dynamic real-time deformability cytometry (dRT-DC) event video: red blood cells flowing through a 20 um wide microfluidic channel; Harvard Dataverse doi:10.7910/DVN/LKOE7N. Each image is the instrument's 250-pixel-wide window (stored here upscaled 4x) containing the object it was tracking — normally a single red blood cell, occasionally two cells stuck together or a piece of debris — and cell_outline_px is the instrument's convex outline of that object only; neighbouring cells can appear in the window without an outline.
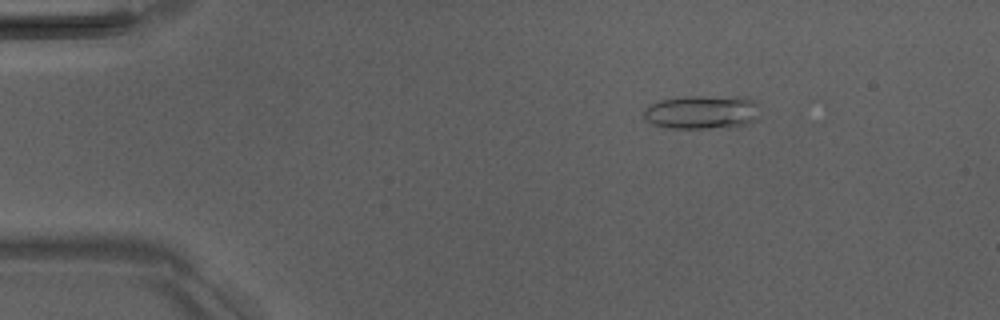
{"species": "Egyptian fruit bat (a non-hibernating species)", "species_latin": "Rousettus aegyptiacus", "temperature_condition": "room temperature", "stored_images_in_passage": 4, "camera_frame_rate_fps": 3000, "um_per_image_px": 0.085, "animal": {"sex": "male"}, "frame": {"image": 1, "passage_image": 2, "time_ms": 1.333, "image_size_px": [1000, 320], "cell_outline_px": [[756, 120], [732, 128], [664, 128], [652, 124], [644, 120], [644, 108], [648, 104], [660, 100], [676, 96], [744, 96], [752, 100], [756, 104]], "centroid_in_image_um": [59.59, 9.52], "position_along_channel_um": 25.4, "area_um2": 23.35}}